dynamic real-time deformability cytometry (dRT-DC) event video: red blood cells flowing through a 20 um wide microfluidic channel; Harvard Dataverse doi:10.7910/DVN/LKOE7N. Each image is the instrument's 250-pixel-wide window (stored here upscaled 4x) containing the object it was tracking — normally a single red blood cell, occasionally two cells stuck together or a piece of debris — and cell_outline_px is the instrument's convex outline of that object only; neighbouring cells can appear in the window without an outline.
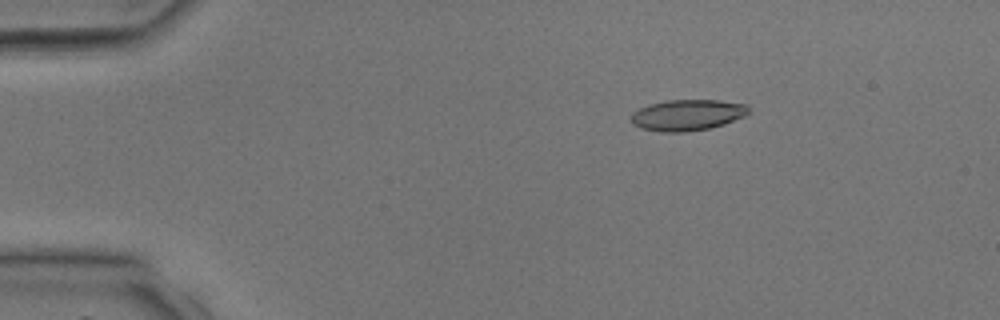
{"species": "common noctule bat (a hibernating species)", "species_latin": "Nyctalus noctula", "temperature_condition": "room temperature", "stored_images_in_passage": 34, "camera_frame_rate_fps": 3000, "um_per_image_px": 0.085, "animal": {"sex": "male", "body_mass_g": 17.9, "forearm_length_mm": 54.2}, "frame": {"image": 1, "passage_image": 1, "time_ms": 0.0, "image_size_px": [1000, 320], "cell_outline_px": [[748, 112], [744, 116], [724, 124], [708, 128], [688, 132], [664, 132], [640, 128], [632, 124], [632, 112], [648, 104], [668, 100], [720, 100], [748, 104]], "centroid_in_image_um": [58.42, 9.77], "position_along_channel_um": 26.6, "area_um2": 21.27}}
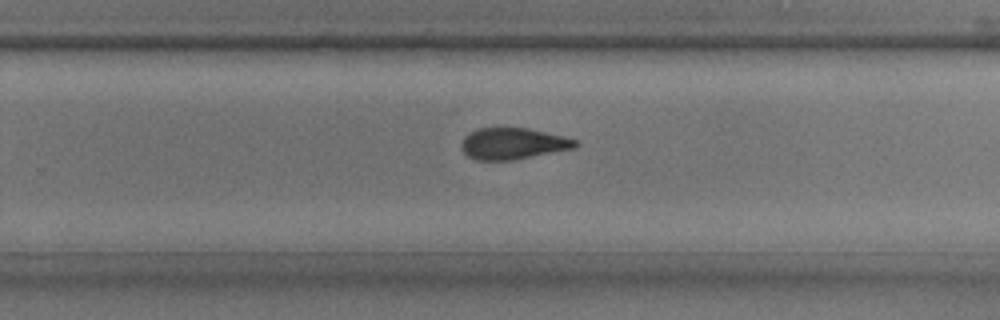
{"frame": {"image": 2, "passage_image": 20, "time_ms": 6.333, "image_size_px": [1000, 320], "cell_outline_px": [[580, 144], [576, 148], [516, 160], [476, 160], [468, 156], [464, 152], [460, 144], [464, 136], [468, 132], [480, 128], [528, 128], [564, 136], [576, 140]], "centroid_in_image_um": [43.62, 12.21], "position_along_channel_um": 286.2, "area_um2": 21.1}}
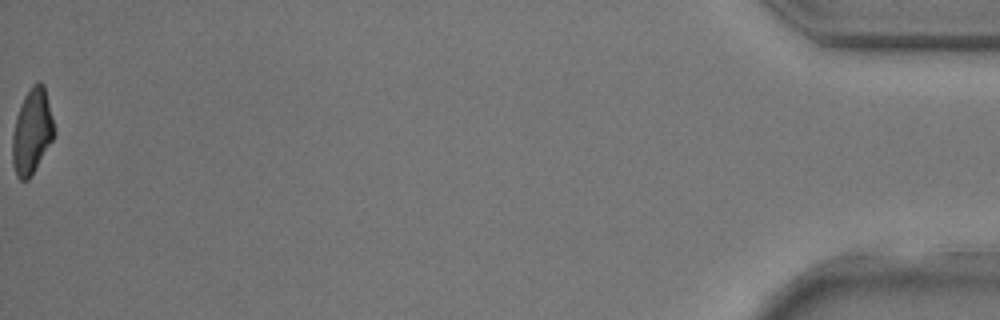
{"frame": {"image": 3, "passage_image": 34, "time_ms": 11.0, "image_size_px": [1000, 320], "cell_outline_px": [[56, 132], [52, 140], [28, 180], [20, 180], [16, 176], [12, 164], [12, 132], [16, 116], [20, 104], [24, 96], [32, 84], [36, 80], [40, 80], [44, 84]], "centroid_in_image_um": [2.7, 11.13], "position_along_channel_um": 432.5, "area_um2": 20.87}}